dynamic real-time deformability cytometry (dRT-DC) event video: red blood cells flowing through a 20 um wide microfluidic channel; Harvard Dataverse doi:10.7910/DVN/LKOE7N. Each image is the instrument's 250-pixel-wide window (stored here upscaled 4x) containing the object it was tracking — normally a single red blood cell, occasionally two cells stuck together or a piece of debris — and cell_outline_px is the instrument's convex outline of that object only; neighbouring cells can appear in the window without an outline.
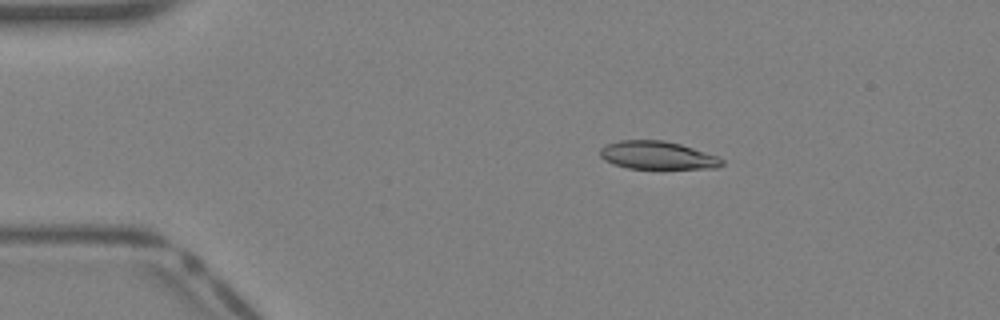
{"species": "Egyptian fruit bat (a non-hibernating species)", "species_latin": "Rousettus aegyptiacus", "temperature_condition": "warm", "stored_images_in_passage": 41, "camera_frame_rate_fps": 3000, "um_per_image_px": 0.085, "animal": {"sex": "female"}, "frame": {"image": 1, "passage_image": 8, "time_ms": 2.333, "image_size_px": [1000, 320], "cell_outline_px": [[724, 164], [716, 168], [628, 168], [612, 164], [604, 160], [600, 156], [600, 148], [604, 144], [620, 140], [664, 140], [680, 144], [716, 156], [724, 160]], "centroid_in_image_um": [55.82, 13.19], "position_along_channel_um": 29.2, "area_um2": 19.83}}
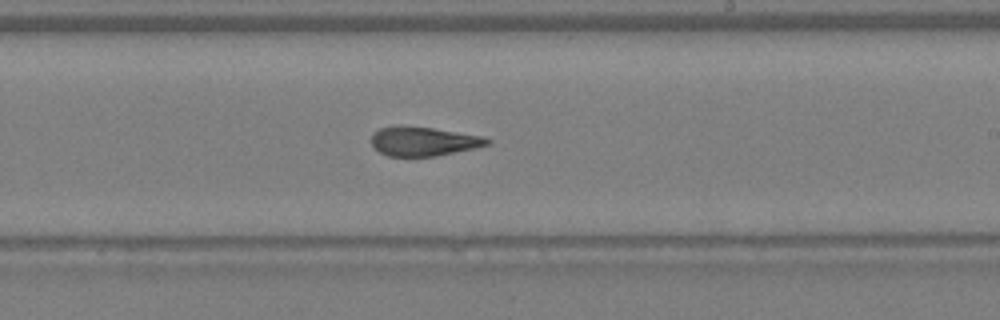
{"frame": {"image": 2, "passage_image": 25, "time_ms": 8.0, "image_size_px": [1000, 320], "cell_outline_px": [[492, 140], [488, 144], [476, 148], [436, 156], [388, 156], [380, 152], [372, 144], [372, 132], [380, 128], [396, 124], [400, 124], [432, 128], [484, 136]], "centroid_in_image_um": [35.98, 11.99], "position_along_channel_um": 253.0, "area_um2": 19.88}}
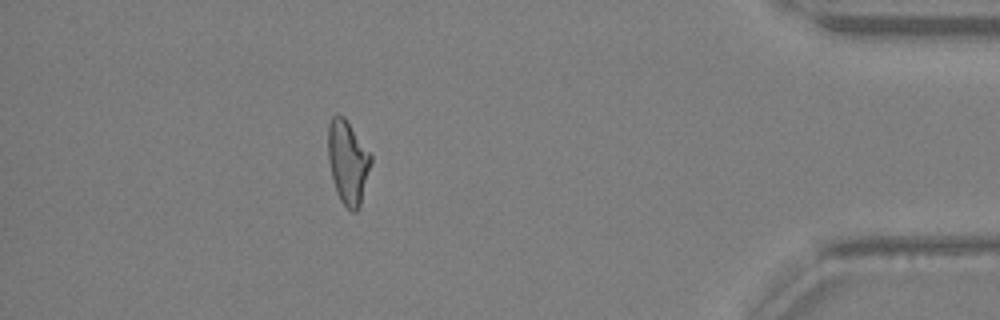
{"frame": {"image": 3, "passage_image": 37, "time_ms": 12.0, "image_size_px": [1000, 320], "cell_outline_px": [[372, 160], [360, 208], [356, 212], [352, 212], [340, 200], [336, 192], [328, 160], [328, 124], [332, 116], [336, 112], [344, 116], [372, 156]], "centroid_in_image_um": [29.56, 13.77], "position_along_channel_um": 405.6, "area_um2": 20.98}}